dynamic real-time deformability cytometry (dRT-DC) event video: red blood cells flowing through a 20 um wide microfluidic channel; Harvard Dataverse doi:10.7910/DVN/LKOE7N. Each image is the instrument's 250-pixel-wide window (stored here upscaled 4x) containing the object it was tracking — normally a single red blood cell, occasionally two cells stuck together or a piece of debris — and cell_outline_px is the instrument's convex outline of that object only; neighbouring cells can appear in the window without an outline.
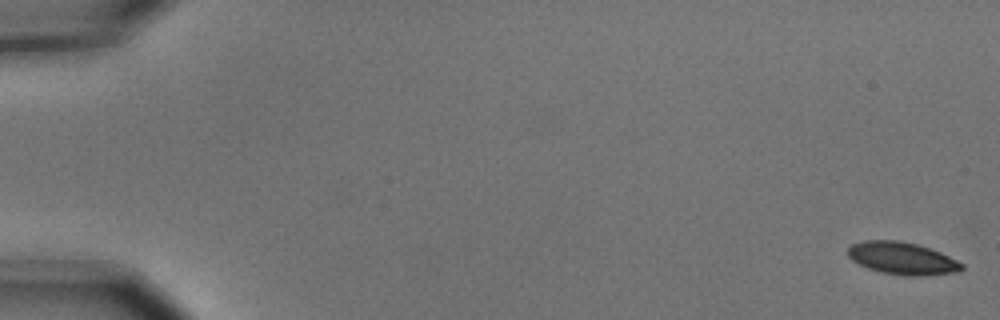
{"species": "common noctule bat (a hibernating species)", "species_latin": "Nyctalus noctula", "temperature_condition": "cold", "stored_images_in_passage": 5, "camera_frame_rate_fps": 3000, "um_per_image_px": 0.085, "animal": {"sex": "male", "body_mass_g": 15.6}, "frame": {"image": 1, "passage_image": 1, "time_ms": 0.0, "image_size_px": [1000, 320], "cell_outline_px": [[964, 268], [960, 272], [920, 276], [904, 276], [880, 272], [868, 268], [852, 260], [848, 256], [848, 248], [852, 244], [864, 240], [896, 240], [916, 244], [940, 252], [964, 264]], "centroid_in_image_um": [76.7, 21.97], "position_along_channel_um": 8.3, "area_um2": 21.5}}
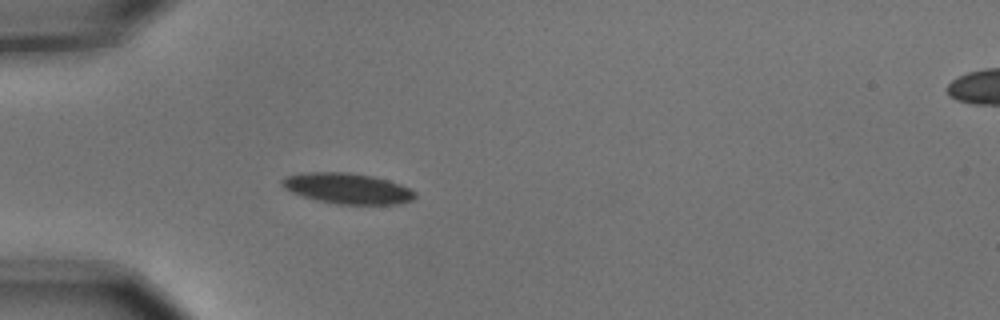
{"frame": {"image": 2, "passage_image": 5, "time_ms": 1.333, "image_size_px": [1000, 320], "cell_outline_px": [[416, 196], [412, 200], [400, 204], [336, 204], [316, 200], [292, 192], [284, 188], [280, 184], [280, 180], [284, 176], [304, 172], [348, 172], [372, 176], [388, 180], [400, 184], [416, 192]], "centroid_in_image_um": [29.51, 16.01], "position_along_channel_um": 55.5, "area_um2": 23.87}}